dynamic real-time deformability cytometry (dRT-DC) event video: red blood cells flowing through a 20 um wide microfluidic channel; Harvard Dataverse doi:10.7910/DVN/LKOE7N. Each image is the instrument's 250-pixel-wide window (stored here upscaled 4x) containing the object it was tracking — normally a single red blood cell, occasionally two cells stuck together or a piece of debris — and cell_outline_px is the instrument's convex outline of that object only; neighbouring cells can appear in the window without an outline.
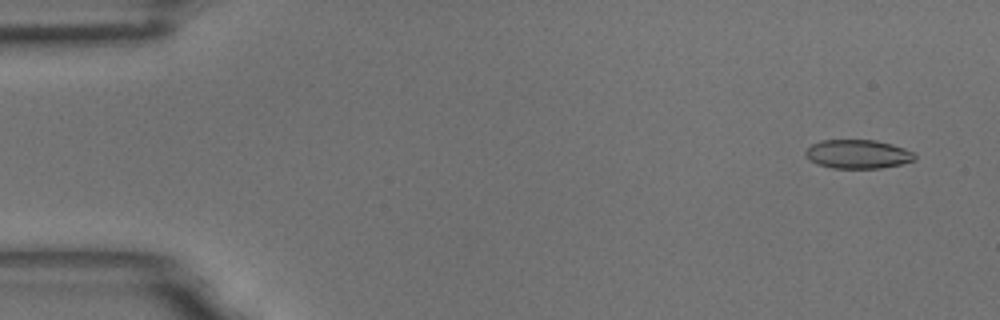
{"species": "common noctule bat (a hibernating species)", "species_latin": "Nyctalus noctula", "temperature_condition": "room temperature", "stored_images_in_passage": 58, "camera_frame_rate_fps": 3000, "um_per_image_px": 0.085, "animal": {"sex": "male", "body_mass_g": 18.8}, "frame": {"image": 1, "passage_image": 4, "time_ms": 1.0, "image_size_px": [1000, 320], "cell_outline_px": [[916, 160], [900, 164], [880, 168], [832, 168], [816, 164], [808, 160], [804, 152], [812, 144], [820, 140], [876, 140], [892, 144], [904, 148], [912, 152], [916, 156]], "centroid_in_image_um": [72.89, 13.1], "position_along_channel_um": 12.1, "area_um2": 18.44}}
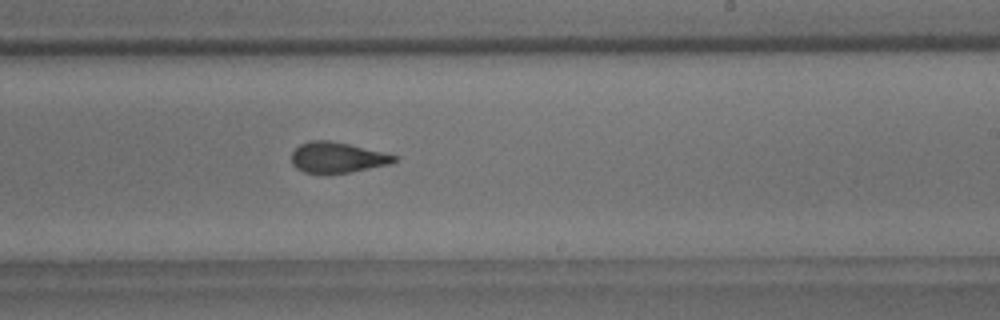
{"frame": {"image": 2, "passage_image": 35, "time_ms": 11.333, "image_size_px": [1000, 320], "cell_outline_px": [[400, 156], [392, 164], [352, 172], [328, 176], [304, 172], [296, 168], [292, 164], [292, 152], [300, 144], [312, 140], [328, 140], [348, 144]], "centroid_in_image_um": [28.67, 13.43], "position_along_channel_um": 260.3, "area_um2": 18.84}}
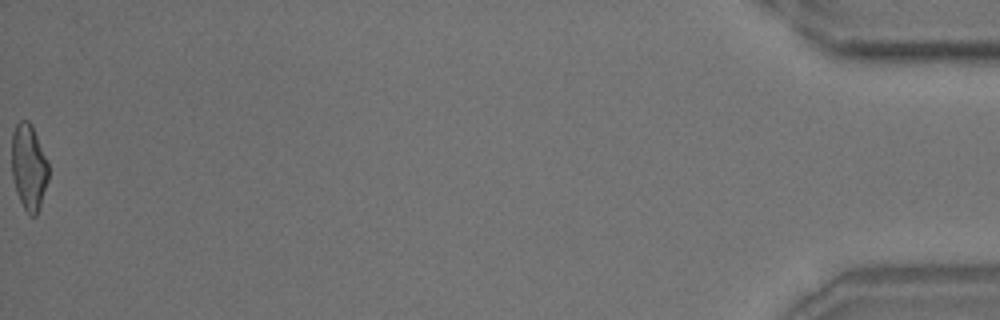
{"frame": {"image": 3, "passage_image": 58, "time_ms": 19.0, "image_size_px": [1000, 320], "cell_outline_px": [[48, 180], [40, 208], [36, 216], [32, 216], [24, 208], [16, 192], [12, 176], [12, 132], [16, 124], [20, 120], [28, 120], [32, 124], [48, 160]], "centroid_in_image_um": [2.45, 14.17], "position_along_channel_um": 432.7, "area_um2": 18.61}, "authors_computed_cell_mechanics": {"area_um2": 19.0162, "velocity_mm_per_s": 3.5617, "shape_relaxation_time_tau1_ms": 4.5657, "shape_relaxation_time_tau2_ms": 1.361, "deformation_change_tau1": 0.159, "deformation_change_tau2": 0.0868}}